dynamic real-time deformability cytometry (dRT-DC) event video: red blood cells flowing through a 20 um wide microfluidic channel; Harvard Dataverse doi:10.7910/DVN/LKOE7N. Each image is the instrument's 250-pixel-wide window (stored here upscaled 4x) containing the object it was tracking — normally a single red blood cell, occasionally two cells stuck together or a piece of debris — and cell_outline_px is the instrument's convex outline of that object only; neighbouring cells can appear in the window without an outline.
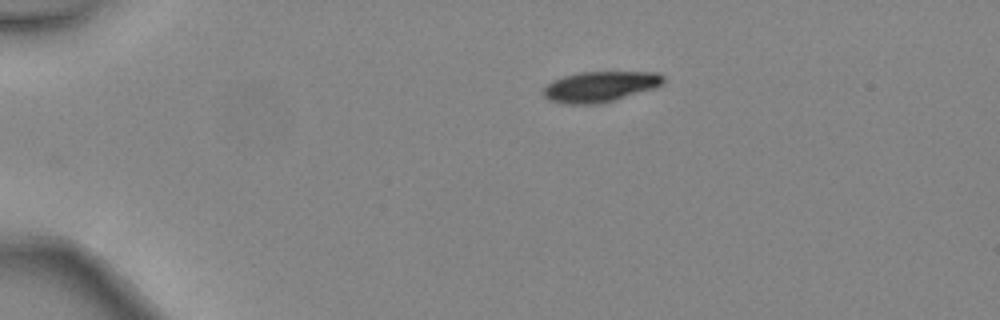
{"species": "common noctule bat (a hibernating species)", "species_latin": "Nyctalus noctula", "temperature_condition": "warm", "stored_images_in_passage": 4, "camera_frame_rate_fps": 3000, "um_per_image_px": 0.085, "animal": {"sex": "female", "body_mass_g": 24.6, "forearm_length_mm": 56.2}, "frame": {"image": 1, "passage_image": 4, "time_ms": 1.0, "image_size_px": [1000, 320], "cell_outline_px": [[664, 80], [660, 84], [652, 88], [612, 100], [596, 104], [564, 104], [548, 100], [540, 92], [552, 80], [564, 76], [580, 72], [656, 72], [664, 76]], "centroid_in_image_um": [50.92, 7.36], "position_along_channel_um": 34.1, "area_um2": 21.1}}